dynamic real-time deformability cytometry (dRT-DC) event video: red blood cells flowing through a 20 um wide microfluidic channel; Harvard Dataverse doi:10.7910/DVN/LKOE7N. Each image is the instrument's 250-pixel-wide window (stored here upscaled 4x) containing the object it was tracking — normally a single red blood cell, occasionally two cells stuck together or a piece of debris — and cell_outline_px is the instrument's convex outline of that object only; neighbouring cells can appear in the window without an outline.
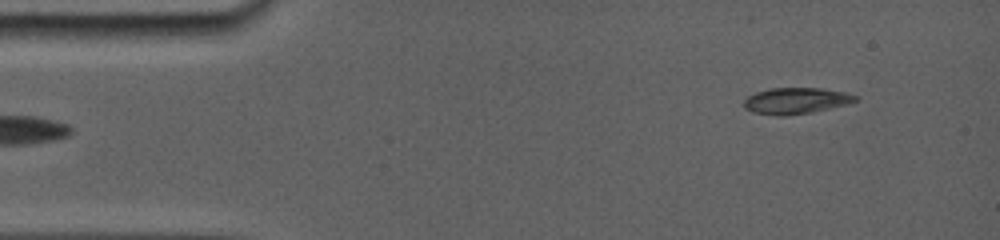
{"species": "common noctule bat (a hibernating species)", "species_latin": "Nyctalus noctula", "temperature_condition": "room temperature", "stored_images_in_passage": 2, "camera_frame_rate_fps": 5000, "um_per_image_px": 0.085, "animal": {"sex": "female", "body_mass_g": 19.0, "forearm_length_mm": 56.7}, "frame": {"image": 1, "passage_image": 2, "time_ms": 1.0, "image_size_px": [1000, 240], "cell_outline_px": [[860, 96], [856, 100], [848, 104], [808, 112], [756, 112], [744, 108], [744, 100], [748, 96], [756, 92], [768, 88], [820, 88], [848, 92]], "centroid_in_image_um": [67.74, 8.49], "position_along_channel_um": 17.3, "area_um2": 16.07}}